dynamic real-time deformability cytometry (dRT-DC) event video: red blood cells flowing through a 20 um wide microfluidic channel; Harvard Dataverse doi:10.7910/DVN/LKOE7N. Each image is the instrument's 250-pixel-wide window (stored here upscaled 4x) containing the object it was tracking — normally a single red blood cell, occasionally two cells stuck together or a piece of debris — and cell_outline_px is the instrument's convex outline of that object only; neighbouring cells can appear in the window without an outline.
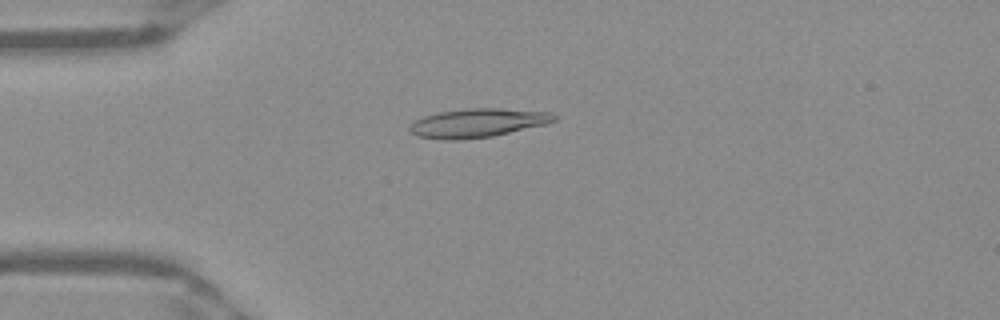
{"species": "Egyptian fruit bat (a non-hibernating species)", "species_latin": "Rousettus aegyptiacus", "temperature_condition": "warm", "stored_images_in_passage": 34, "camera_frame_rate_fps": 3000, "um_per_image_px": 0.085, "frame": {"image": 1, "passage_image": 3, "time_ms": 0.667, "image_size_px": [1000, 320], "cell_outline_px": [[556, 120], [548, 124], [492, 136], [460, 140], [444, 140], [416, 136], [408, 132], [408, 124], [424, 116], [440, 112], [464, 108], [500, 108], [552, 112], [556, 116]], "centroid_in_image_um": [40.58, 10.45], "position_along_channel_um": 44.4, "area_um2": 24.57}}
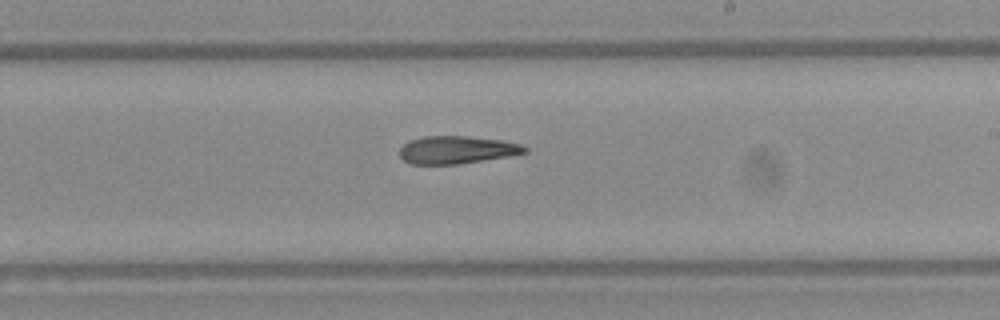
{"frame": {"image": 2, "passage_image": 20, "time_ms": 6.333, "image_size_px": [1000, 320], "cell_outline_px": [[528, 152], [508, 156], [456, 164], [412, 164], [404, 160], [400, 156], [400, 148], [408, 140], [424, 136], [468, 136], [504, 140], [520, 144], [528, 148]], "centroid_in_image_um": [38.83, 12.72], "position_along_channel_um": 250.2, "area_um2": 20.17}}
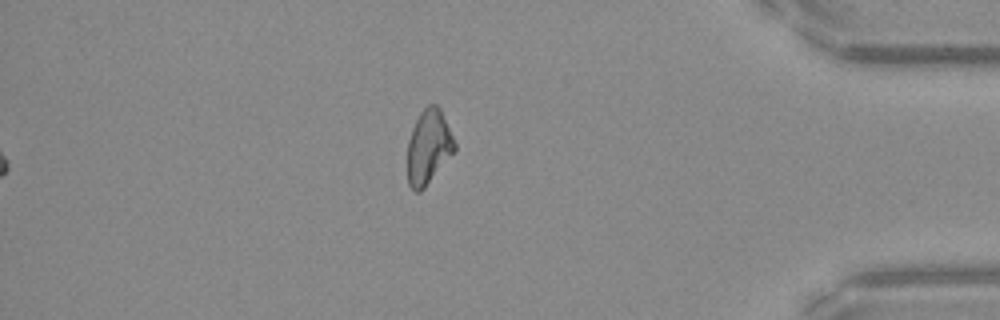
{"frame": {"image": 3, "passage_image": 34, "time_ms": 11.0, "image_size_px": [1000, 320], "cell_outline_px": [[456, 148], [424, 188], [420, 192], [416, 192], [408, 184], [408, 140], [412, 128], [420, 112], [428, 104], [436, 104], [440, 108], [456, 144]], "centroid_in_image_um": [36.41, 12.47], "position_along_channel_um": 398.8, "area_um2": 20.06}, "authors_computed_cell_mechanics": {"area_um2": 21.3282, "velocity_mm_per_s": 3.9635, "shape_relaxation_time_tau1_ms": null, "shape_relaxation_time_tau2_ms": 7.7768, "deformation_change_tau1": null, "deformation_change_tau2": 0.1969}}